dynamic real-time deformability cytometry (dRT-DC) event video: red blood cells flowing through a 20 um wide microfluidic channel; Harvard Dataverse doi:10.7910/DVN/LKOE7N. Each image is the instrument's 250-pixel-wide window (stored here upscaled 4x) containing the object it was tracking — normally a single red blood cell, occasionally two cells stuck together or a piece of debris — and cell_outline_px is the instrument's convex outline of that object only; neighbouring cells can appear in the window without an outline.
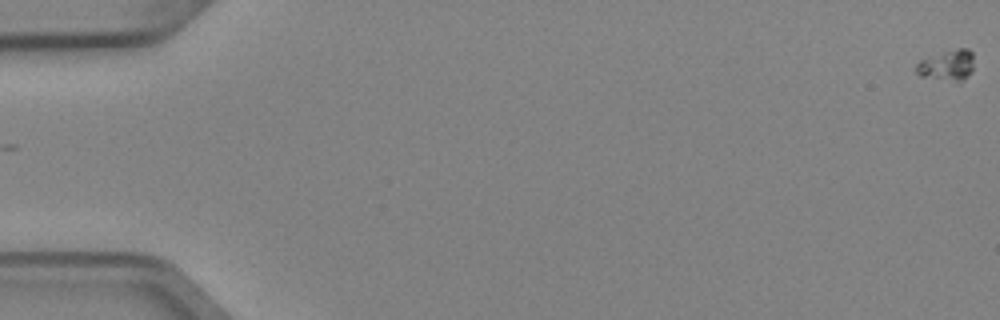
{"species": "Egyptian fruit bat (a non-hibernating species)", "species_latin": "Rousettus aegyptiacus", "temperature_condition": "cold", "stored_images_in_passage": 7, "segment_of_instrument_passage": [1, 2], "camera_frame_rate_fps": 3000, "um_per_image_px": 0.085, "animal": {"sex": "female"}, "frame": {"image": 1, "passage_image": 1, "time_ms": 0.0, "image_size_px": [1000, 320], "cell_outline_px": [[972, 72], [960, 84], [920, 76], [916, 72], [916, 64], [920, 60], [944, 52], [960, 48], [968, 48], [972, 52]], "centroid_in_image_um": [80.52, 5.61], "position_along_channel_um": 4.5, "area_um2": 10.52}}
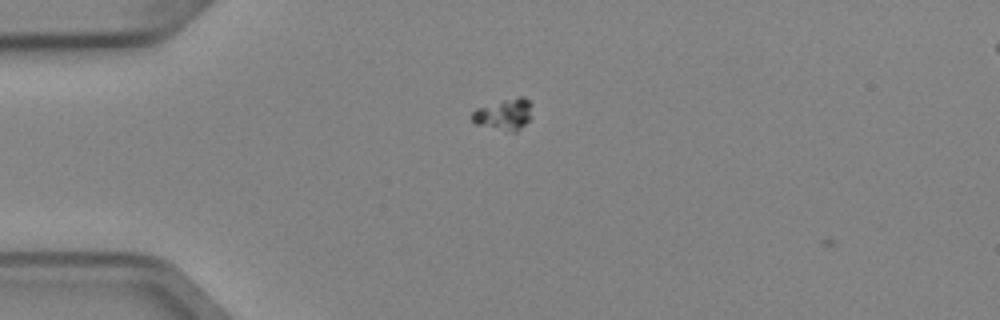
{"frame": {"image": 2, "passage_image": 5, "time_ms": 1.333, "image_size_px": [1000, 320], "cell_outline_px": [[532, 116], [516, 132], [504, 132], [476, 124], [472, 120], [472, 112], [476, 108], [504, 100], [520, 96], [524, 96], [532, 104]], "centroid_in_image_um": [42.86, 9.74], "position_along_channel_um": 42.1, "area_um2": 11.1}}